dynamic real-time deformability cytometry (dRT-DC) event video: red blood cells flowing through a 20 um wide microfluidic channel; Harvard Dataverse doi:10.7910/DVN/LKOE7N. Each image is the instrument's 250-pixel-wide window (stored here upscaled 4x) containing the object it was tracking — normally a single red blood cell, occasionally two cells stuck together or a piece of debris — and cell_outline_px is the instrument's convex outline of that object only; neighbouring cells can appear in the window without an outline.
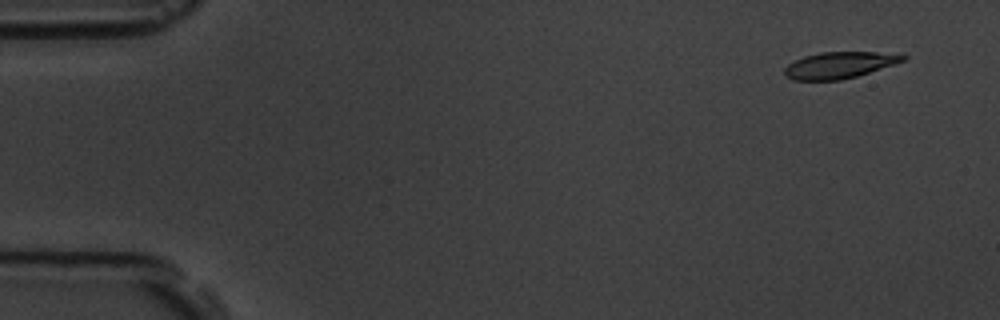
{"species": "common noctule bat (a hibernating species)", "species_latin": "Nyctalus noctula", "temperature_condition": "room temperature", "stored_images_in_passage": 5, "camera_frame_rate_fps": 3000, "um_per_image_px": 0.085, "animal": {"sex": "male", "body_mass_g": 19.5, "forearm_length_mm": 54.6}, "frame": {"image": 1, "passage_image": 1, "time_ms": 0.0, "image_size_px": [1000, 320], "cell_outline_px": [[908, 56], [904, 60], [856, 76], [840, 80], [792, 80], [784, 76], [784, 68], [788, 64], [804, 56], [820, 52], [904, 52]], "centroid_in_image_um": [71.36, 5.52], "position_along_channel_um": 13.6, "area_um2": 18.32}}
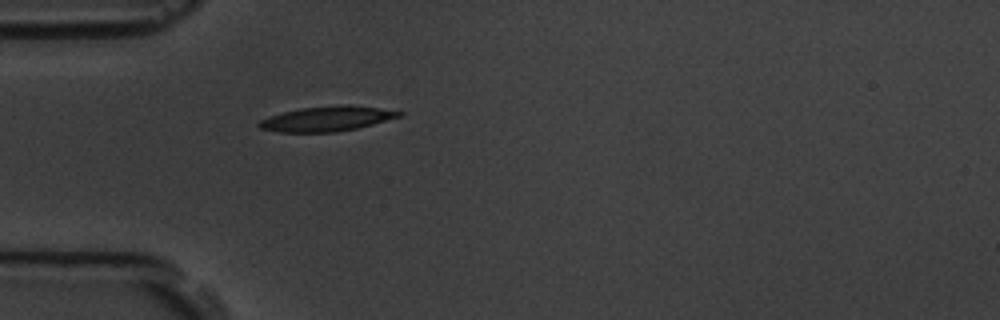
{"frame": {"image": 2, "passage_image": 5, "time_ms": 4.333, "image_size_px": [1000, 320], "cell_outline_px": [[404, 112], [400, 116], [372, 124], [356, 128], [336, 132], [280, 132], [260, 128], [256, 124], [260, 120], [268, 116], [300, 108], [340, 104], [348, 104], [380, 108]], "centroid_in_image_um": [27.76, 10.08], "position_along_channel_um": 57.2, "area_um2": 20.29}}